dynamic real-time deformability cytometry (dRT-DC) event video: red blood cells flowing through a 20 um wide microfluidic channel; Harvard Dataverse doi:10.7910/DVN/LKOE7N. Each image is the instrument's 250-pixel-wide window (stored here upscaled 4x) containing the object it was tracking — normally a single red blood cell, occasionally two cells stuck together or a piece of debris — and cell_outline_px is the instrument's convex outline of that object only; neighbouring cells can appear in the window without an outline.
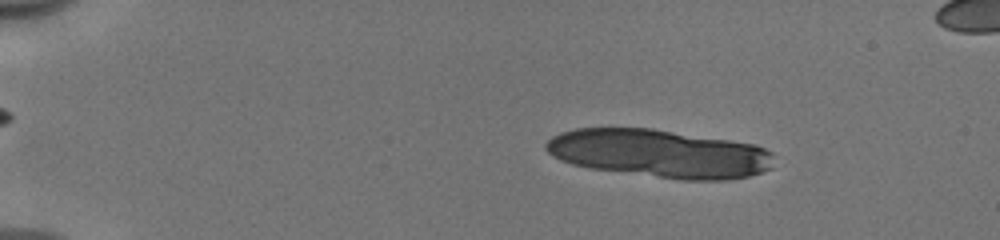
{"species": "human", "species_latin": "Homo sapiens", "temperature_condition": "cold", "stored_images_in_passage": 17, "camera_frame_rate_fps": 3000, "um_per_image_px": 0.085, "donor": {"sex": "male"}, "frame": {"image": 1, "passage_image": 8, "time_ms": 2.333, "image_size_px": [1000, 240], "cell_outline_px": [[772, 168], [748, 176], [728, 180], [684, 180], [588, 168], [572, 164], [560, 160], [552, 156], [544, 148], [544, 144], [552, 136], [560, 132], [576, 128], [652, 128], [756, 144], [772, 152]], "centroid_in_image_um": [56.03, 13.04], "position_along_channel_um": 29.0, "area_um2": 64.16}}